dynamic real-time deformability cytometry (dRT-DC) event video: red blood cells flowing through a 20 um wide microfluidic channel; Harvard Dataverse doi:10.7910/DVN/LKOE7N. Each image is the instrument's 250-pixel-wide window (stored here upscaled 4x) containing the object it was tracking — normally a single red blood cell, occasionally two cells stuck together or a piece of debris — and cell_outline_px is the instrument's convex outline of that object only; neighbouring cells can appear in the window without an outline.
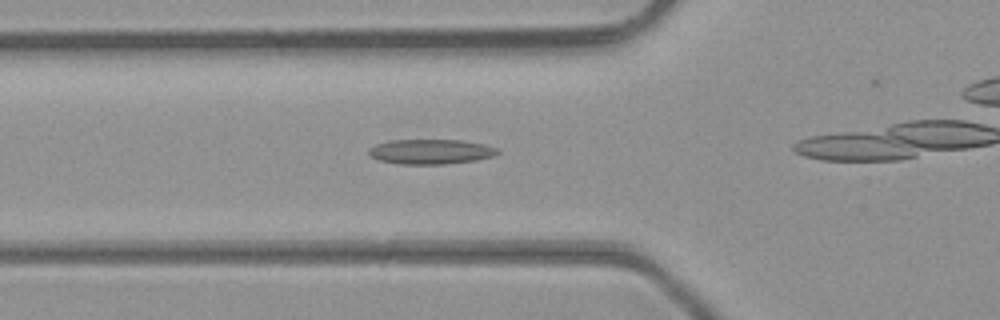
{"species": "common noctule bat (a hibernating species)", "species_latin": "Nyctalus noctula", "temperature_condition": "room temperature", "stored_images_in_passage": 32, "camera_frame_rate_fps": 3000, "um_per_image_px": 0.085, "animal": {"sex": "male", "body_mass_g": 23.1, "forearm_length_mm": 52.7}, "frame": {"image": 1, "passage_image": 6, "time_ms": 1.667, "image_size_px": [1000, 320], "cell_outline_px": [[500, 152], [492, 156], [476, 160], [444, 164], [400, 164], [380, 160], [372, 156], [368, 152], [368, 148], [376, 144], [388, 140], [460, 140], [484, 144], [496, 148]], "centroid_in_image_um": [36.59, 12.88], "position_along_channel_um": 89.2, "area_um2": 18.55}}
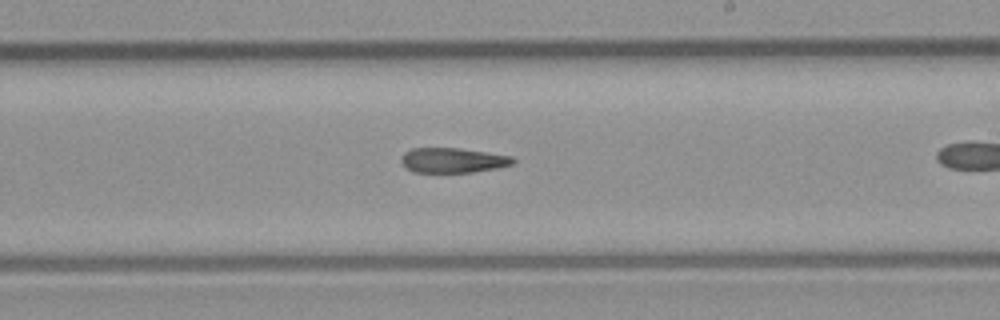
{"frame": {"image": 2, "passage_image": 17, "time_ms": 5.333, "image_size_px": [1000, 320], "cell_outline_px": [[516, 160], [512, 164], [496, 168], [472, 172], [412, 172], [400, 160], [400, 156], [404, 152], [412, 148], [460, 148], [488, 152], [512, 156]], "centroid_in_image_um": [38.48, 13.61], "position_along_channel_um": 250.5, "area_um2": 16.24}}
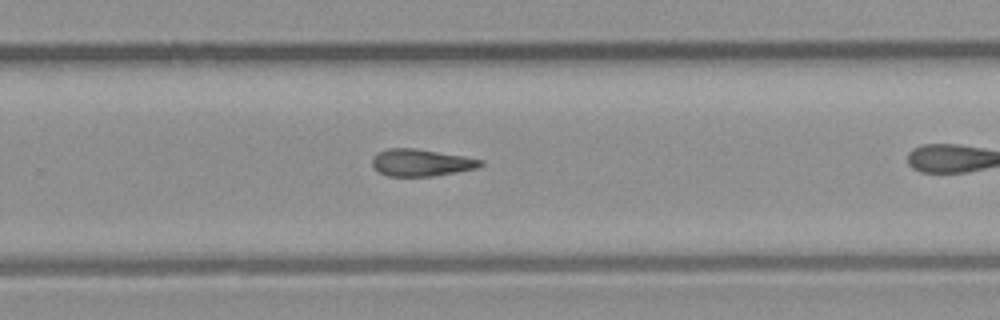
{"frame": {"image": 3, "passage_image": 20, "time_ms": 6.333, "image_size_px": [1000, 320], "cell_outline_px": [[484, 164], [476, 168], [456, 172], [432, 176], [388, 176], [380, 172], [372, 164], [372, 156], [376, 152], [388, 148], [416, 148], [464, 156], [484, 160]], "centroid_in_image_um": [35.79, 13.81], "position_along_channel_um": 294.0, "area_um2": 17.11}}